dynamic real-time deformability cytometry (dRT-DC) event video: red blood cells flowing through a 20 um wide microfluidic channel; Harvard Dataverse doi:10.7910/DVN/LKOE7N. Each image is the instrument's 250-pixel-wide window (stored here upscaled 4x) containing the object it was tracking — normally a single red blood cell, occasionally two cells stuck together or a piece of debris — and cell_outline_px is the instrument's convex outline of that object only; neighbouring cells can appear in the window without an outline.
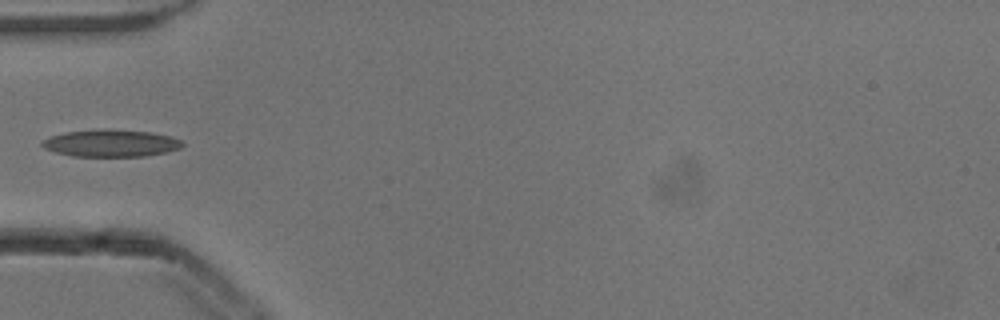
{"species": "common noctule bat (a hibernating species)", "species_latin": "Nyctalus noctula", "temperature_condition": "cold", "stored_images_in_passage": 35, "camera_frame_rate_fps": 3000, "um_per_image_px": 0.085, "animal": {"sex": "male", "body_mass_g": 13.3}, "frame": {"image": 1, "passage_image": 1, "time_ms": 0.0, "image_size_px": [1000, 320], "cell_outline_px": [[184, 144], [180, 148], [164, 152], [144, 156], [72, 156], [56, 152], [44, 148], [40, 144], [44, 140], [52, 136], [64, 132], [148, 132], [168, 136], [180, 140]], "centroid_in_image_um": [9.41, 12.22], "position_along_channel_um": 75.6, "area_um2": 20.75}}
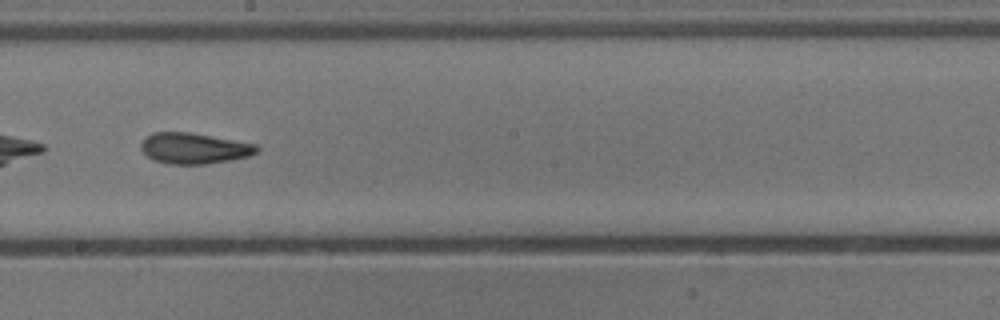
{"frame": {"image": 2, "passage_image": 13, "time_ms": 4.0, "image_size_px": [1000, 320], "cell_outline_px": [[260, 152], [248, 156], [232, 160], [204, 164], [168, 164], [152, 160], [140, 148], [140, 144], [152, 132], [188, 132], [256, 144], [260, 148]], "centroid_in_image_um": [16.51, 12.61], "position_along_channel_um": 231.7, "area_um2": 20.81}}
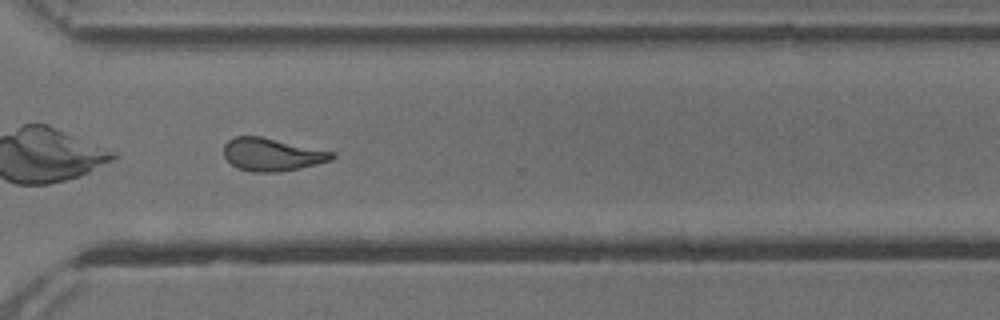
{"frame": {"image": 3, "passage_image": 22, "time_ms": 7.0, "image_size_px": [1000, 320], "cell_outline_px": [[336, 156], [332, 160], [300, 168], [276, 172], [252, 172], [240, 168], [232, 164], [224, 156], [224, 144], [232, 136], [260, 136], [336, 152]], "centroid_in_image_um": [23.13, 13.12], "position_along_channel_um": 347.5, "area_um2": 20.69}}